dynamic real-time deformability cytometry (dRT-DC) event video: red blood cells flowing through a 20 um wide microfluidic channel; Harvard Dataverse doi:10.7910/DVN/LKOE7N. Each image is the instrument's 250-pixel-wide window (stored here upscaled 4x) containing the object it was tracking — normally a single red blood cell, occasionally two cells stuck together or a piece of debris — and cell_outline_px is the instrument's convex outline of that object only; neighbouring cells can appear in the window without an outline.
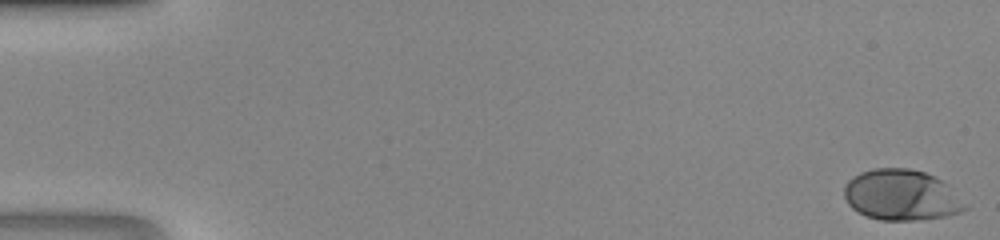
{"species": "human", "species_latin": "Homo sapiens", "temperature_condition": "room temperature", "stored_images_in_passage": 47, "camera_frame_rate_fps": 3000, "um_per_image_px": 0.085, "donor": {"sex": "male"}, "frame": {"image": 1, "passage_image": 1, "time_ms": 0.0, "image_size_px": [1000, 240], "cell_outline_px": [[968, 208], [956, 212], [940, 216], [912, 220], [880, 220], [864, 216], [852, 208], [848, 204], [844, 196], [844, 188], [848, 180], [860, 172], [876, 168], [908, 168], [924, 172], [940, 180]], "centroid_in_image_um": [76.5, 16.58], "position_along_channel_um": 8.5, "area_um2": 34.91}}
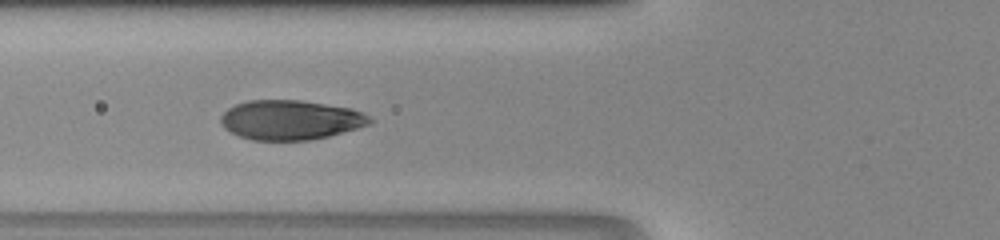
{"frame": {"image": 2, "passage_image": 19, "time_ms": 6.0, "image_size_px": [1000, 240], "cell_outline_px": [[372, 120], [368, 124], [356, 128], [328, 136], [312, 140], [252, 140], [240, 136], [224, 128], [220, 120], [220, 116], [228, 108], [236, 104], [248, 100], [300, 100], [352, 108], [368, 116]], "centroid_in_image_um": [24.65, 10.19], "position_along_channel_um": 101.1, "area_um2": 34.16}}
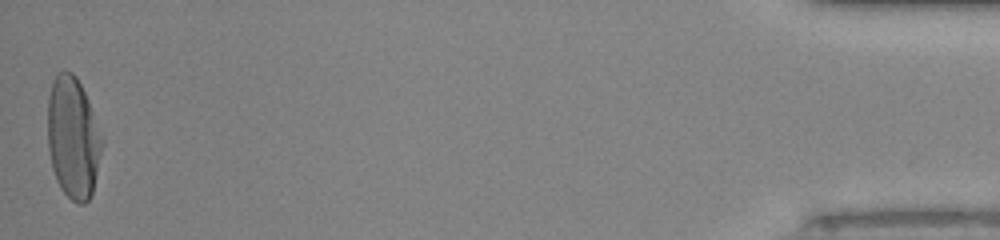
{"frame": {"image": 3, "passage_image": 47, "time_ms": 15.333, "image_size_px": [1000, 240], "cell_outline_px": [[104, 140], [92, 196], [84, 204], [80, 204], [72, 200], [60, 188], [56, 180], [52, 168], [48, 148], [48, 96], [52, 80], [60, 72], [72, 72], [76, 76], [88, 100]], "centroid_in_image_um": [6.21, 11.74], "position_along_channel_um": 429.0, "area_um2": 38.61}}